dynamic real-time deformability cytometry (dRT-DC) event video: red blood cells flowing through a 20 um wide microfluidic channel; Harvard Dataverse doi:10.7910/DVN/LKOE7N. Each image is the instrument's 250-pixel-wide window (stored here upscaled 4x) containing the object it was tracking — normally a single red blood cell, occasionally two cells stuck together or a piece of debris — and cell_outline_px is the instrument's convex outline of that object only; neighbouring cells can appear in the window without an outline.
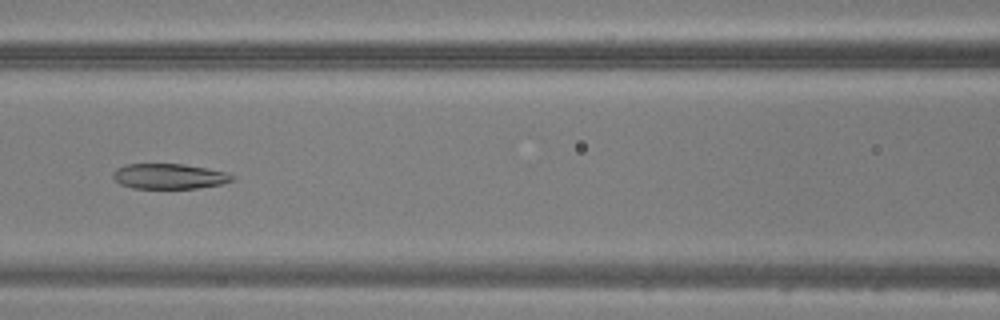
{"species": "common noctule bat (a hibernating species)", "species_latin": "Nyctalus noctula", "temperature_condition": "warm", "stored_images_in_passage": 48, "camera_frame_rate_fps": 3000, "um_per_image_px": 0.085, "animal": {"sex": "male", "body_mass_g": 20.5, "forearm_length_mm": 52.5}, "frame": {"image": 1, "passage_image": 22, "time_ms": 7.0, "image_size_px": [1000, 320], "cell_outline_px": [[236, 180], [220, 184], [196, 188], [132, 188], [120, 184], [112, 176], [112, 172], [116, 168], [124, 164], [184, 164], [208, 168], [224, 172], [236, 176]], "centroid_in_image_um": [14.37, 14.98], "position_along_channel_um": 152.2, "area_um2": 17.63}}
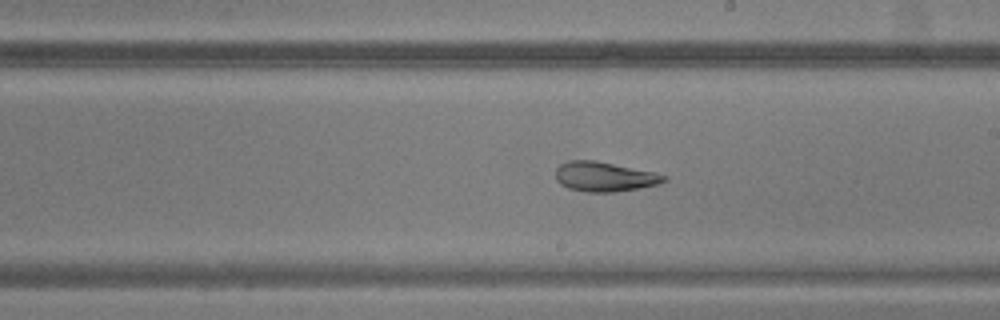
{"frame": {"image": 2, "passage_image": 28, "time_ms": 9.0, "image_size_px": [1000, 320], "cell_outline_px": [[668, 180], [660, 184], [640, 188], [612, 192], [584, 192], [568, 188], [560, 184], [556, 180], [556, 168], [560, 164], [568, 160], [596, 160], [656, 172], [668, 176]], "centroid_in_image_um": [51.4, 15.01], "position_along_channel_um": 237.6, "area_um2": 19.07}}
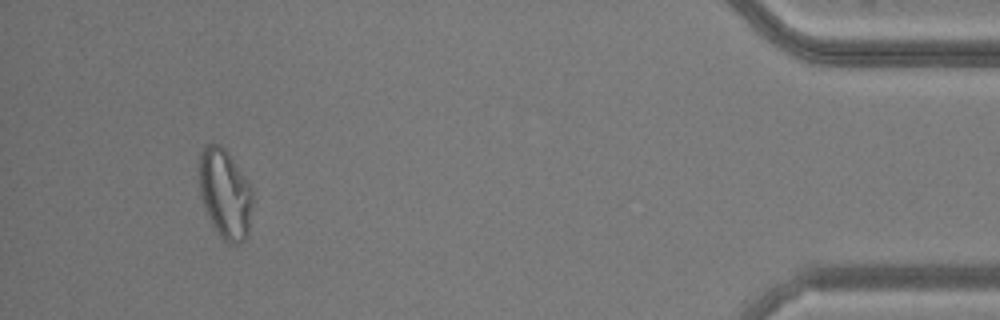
{"frame": {"image": 3, "passage_image": 45, "time_ms": 14.667, "image_size_px": [1000, 320], "cell_outline_px": [[252, 204], [248, 236], [240, 244], [228, 244], [216, 232], [208, 216], [200, 196], [200, 152], [204, 144], [220, 144], [228, 152], [252, 184]], "centroid_in_image_um": [19.15, 16.47], "position_along_channel_um": 416.0, "area_um2": 28.26}}